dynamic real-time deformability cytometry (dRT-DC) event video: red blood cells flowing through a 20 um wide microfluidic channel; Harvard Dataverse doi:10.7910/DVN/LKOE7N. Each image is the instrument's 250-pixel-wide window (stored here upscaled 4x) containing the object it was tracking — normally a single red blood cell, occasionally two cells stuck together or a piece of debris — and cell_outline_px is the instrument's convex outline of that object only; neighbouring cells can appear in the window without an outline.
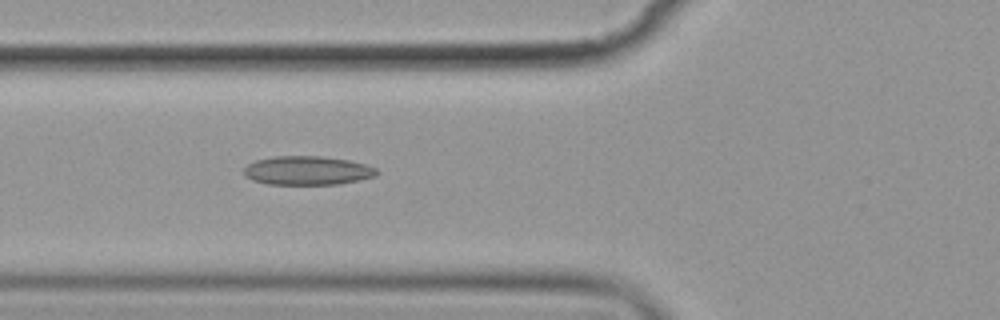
{"species": "common noctule bat (a hibernating species)", "species_latin": "Nyctalus noctula", "temperature_condition": "cold", "stored_images_in_passage": 6, "camera_frame_rate_fps": 3000, "um_per_image_px": 0.085, "animal": {"sex": "female", "body_mass_g": 19.9}, "frame": {"image": 1, "passage_image": 6, "time_ms": 6.667, "image_size_px": [1000, 320], "cell_outline_px": [[380, 172], [376, 176], [336, 184], [268, 184], [252, 180], [244, 176], [244, 168], [248, 164], [256, 160], [276, 156], [320, 156], [348, 160], [364, 164], [376, 168]], "centroid_in_image_um": [26.11, 14.49], "position_along_channel_um": 99.7, "area_um2": 22.2}}